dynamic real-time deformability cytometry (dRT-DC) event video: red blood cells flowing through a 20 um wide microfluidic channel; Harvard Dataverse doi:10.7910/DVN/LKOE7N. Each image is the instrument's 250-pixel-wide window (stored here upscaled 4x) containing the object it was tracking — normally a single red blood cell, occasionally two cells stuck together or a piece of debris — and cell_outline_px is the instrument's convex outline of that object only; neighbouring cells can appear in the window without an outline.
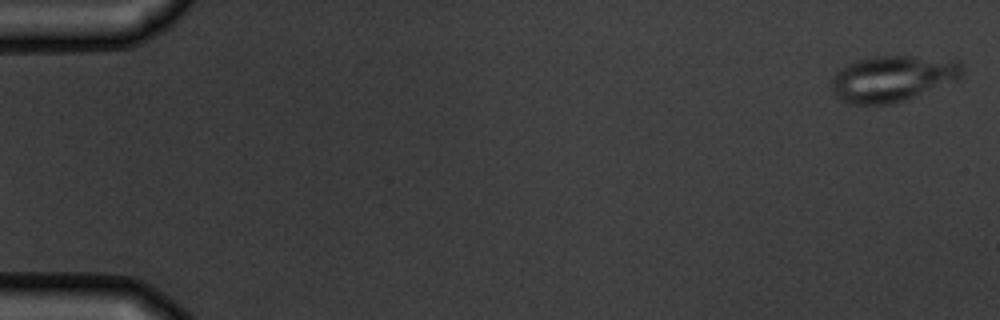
{"species": "common noctule bat (a hibernating species)", "species_latin": "Nyctalus noctula", "temperature_condition": "warm", "stored_images_in_passage": 9, "camera_frame_rate_fps": 3000, "um_per_image_px": 0.085, "animal": {"sex": "male", "body_mass_g": 19.5, "forearm_length_mm": 54.6}, "frame": {"image": 1, "passage_image": 1, "time_ms": 0.0, "image_size_px": [1000, 320], "cell_outline_px": [[964, 72], [956, 80], [904, 100], [892, 104], [848, 104], [840, 100], [832, 92], [832, 80], [840, 68], [856, 60], [872, 56], [908, 56], [956, 60], [964, 64]], "centroid_in_image_um": [75.85, 6.67], "position_along_channel_um": 9.1, "area_um2": 34.91}}